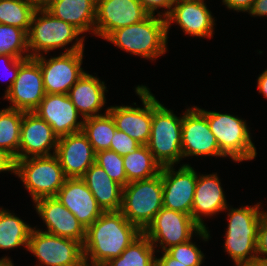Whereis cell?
Instances as JSON below:
<instances>
[{
  "mask_svg": "<svg viewBox=\"0 0 267 266\" xmlns=\"http://www.w3.org/2000/svg\"><path fill=\"white\" fill-rule=\"evenodd\" d=\"M141 233L121 211L103 212L86 229L84 262L104 266L111 259L119 257Z\"/></svg>",
  "mask_w": 267,
  "mask_h": 266,
  "instance_id": "cell-1",
  "label": "cell"
},
{
  "mask_svg": "<svg viewBox=\"0 0 267 266\" xmlns=\"http://www.w3.org/2000/svg\"><path fill=\"white\" fill-rule=\"evenodd\" d=\"M260 202L254 206L228 207V226L223 247L235 266L257 262L258 227L263 211Z\"/></svg>",
  "mask_w": 267,
  "mask_h": 266,
  "instance_id": "cell-2",
  "label": "cell"
},
{
  "mask_svg": "<svg viewBox=\"0 0 267 266\" xmlns=\"http://www.w3.org/2000/svg\"><path fill=\"white\" fill-rule=\"evenodd\" d=\"M81 34L73 25L54 17L46 9L36 10L27 33V47L30 57L46 55L58 48H65L62 53L84 50L85 36H81ZM74 40L75 42H73ZM71 42H73L71 47L66 48L65 46Z\"/></svg>",
  "mask_w": 267,
  "mask_h": 266,
  "instance_id": "cell-3",
  "label": "cell"
},
{
  "mask_svg": "<svg viewBox=\"0 0 267 266\" xmlns=\"http://www.w3.org/2000/svg\"><path fill=\"white\" fill-rule=\"evenodd\" d=\"M105 40L135 56L156 60L167 52L166 17L150 14L139 23L113 31Z\"/></svg>",
  "mask_w": 267,
  "mask_h": 266,
  "instance_id": "cell-4",
  "label": "cell"
},
{
  "mask_svg": "<svg viewBox=\"0 0 267 266\" xmlns=\"http://www.w3.org/2000/svg\"><path fill=\"white\" fill-rule=\"evenodd\" d=\"M182 118L163 106L153 95V118L147 143L155 161L161 166H174L183 159L181 149Z\"/></svg>",
  "mask_w": 267,
  "mask_h": 266,
  "instance_id": "cell-5",
  "label": "cell"
},
{
  "mask_svg": "<svg viewBox=\"0 0 267 266\" xmlns=\"http://www.w3.org/2000/svg\"><path fill=\"white\" fill-rule=\"evenodd\" d=\"M200 110L206 115L209 128L214 134L221 153L235 162L253 160L257 150L252 142L246 120L215 111Z\"/></svg>",
  "mask_w": 267,
  "mask_h": 266,
  "instance_id": "cell-6",
  "label": "cell"
},
{
  "mask_svg": "<svg viewBox=\"0 0 267 266\" xmlns=\"http://www.w3.org/2000/svg\"><path fill=\"white\" fill-rule=\"evenodd\" d=\"M161 172L149 179L133 181L123 187L121 212L141 232L163 207Z\"/></svg>",
  "mask_w": 267,
  "mask_h": 266,
  "instance_id": "cell-7",
  "label": "cell"
},
{
  "mask_svg": "<svg viewBox=\"0 0 267 266\" xmlns=\"http://www.w3.org/2000/svg\"><path fill=\"white\" fill-rule=\"evenodd\" d=\"M143 233L155 248L161 246V251L157 252L188 242L193 239L194 234L204 241L211 238L209 230L202 229L191 215L164 207L158 211Z\"/></svg>",
  "mask_w": 267,
  "mask_h": 266,
  "instance_id": "cell-8",
  "label": "cell"
},
{
  "mask_svg": "<svg viewBox=\"0 0 267 266\" xmlns=\"http://www.w3.org/2000/svg\"><path fill=\"white\" fill-rule=\"evenodd\" d=\"M14 175L23 182L33 202L55 197L67 179L55 154L16 160Z\"/></svg>",
  "mask_w": 267,
  "mask_h": 266,
  "instance_id": "cell-9",
  "label": "cell"
},
{
  "mask_svg": "<svg viewBox=\"0 0 267 266\" xmlns=\"http://www.w3.org/2000/svg\"><path fill=\"white\" fill-rule=\"evenodd\" d=\"M27 251L37 258L39 264L35 266H80L84 262L80 242L35 227L31 230Z\"/></svg>",
  "mask_w": 267,
  "mask_h": 266,
  "instance_id": "cell-10",
  "label": "cell"
},
{
  "mask_svg": "<svg viewBox=\"0 0 267 266\" xmlns=\"http://www.w3.org/2000/svg\"><path fill=\"white\" fill-rule=\"evenodd\" d=\"M83 52L84 50L61 53L49 59L45 58V54L34 58L40 65L46 94H67L69 92L85 72L81 67Z\"/></svg>",
  "mask_w": 267,
  "mask_h": 266,
  "instance_id": "cell-11",
  "label": "cell"
},
{
  "mask_svg": "<svg viewBox=\"0 0 267 266\" xmlns=\"http://www.w3.org/2000/svg\"><path fill=\"white\" fill-rule=\"evenodd\" d=\"M135 92L143 107L110 106L108 113L112 116L117 130L125 132L141 145H147L153 118V94L145 85L135 87Z\"/></svg>",
  "mask_w": 267,
  "mask_h": 266,
  "instance_id": "cell-12",
  "label": "cell"
},
{
  "mask_svg": "<svg viewBox=\"0 0 267 266\" xmlns=\"http://www.w3.org/2000/svg\"><path fill=\"white\" fill-rule=\"evenodd\" d=\"M181 149L183 158L193 156L225 157L211 132L206 115L198 106L183 113Z\"/></svg>",
  "mask_w": 267,
  "mask_h": 266,
  "instance_id": "cell-13",
  "label": "cell"
},
{
  "mask_svg": "<svg viewBox=\"0 0 267 266\" xmlns=\"http://www.w3.org/2000/svg\"><path fill=\"white\" fill-rule=\"evenodd\" d=\"M46 95L39 63L34 58L19 59V71L11 89L4 95L9 108L33 112Z\"/></svg>",
  "mask_w": 267,
  "mask_h": 266,
  "instance_id": "cell-14",
  "label": "cell"
},
{
  "mask_svg": "<svg viewBox=\"0 0 267 266\" xmlns=\"http://www.w3.org/2000/svg\"><path fill=\"white\" fill-rule=\"evenodd\" d=\"M149 15L139 0H96L94 35L106 39L113 31L139 23Z\"/></svg>",
  "mask_w": 267,
  "mask_h": 266,
  "instance_id": "cell-15",
  "label": "cell"
},
{
  "mask_svg": "<svg viewBox=\"0 0 267 266\" xmlns=\"http://www.w3.org/2000/svg\"><path fill=\"white\" fill-rule=\"evenodd\" d=\"M163 185V207L191 215L197 172L189 164L161 167Z\"/></svg>",
  "mask_w": 267,
  "mask_h": 266,
  "instance_id": "cell-16",
  "label": "cell"
},
{
  "mask_svg": "<svg viewBox=\"0 0 267 266\" xmlns=\"http://www.w3.org/2000/svg\"><path fill=\"white\" fill-rule=\"evenodd\" d=\"M204 1L180 0L176 1L166 16L167 37L171 24L174 22L182 28L185 35L199 38H212L215 17L207 8Z\"/></svg>",
  "mask_w": 267,
  "mask_h": 266,
  "instance_id": "cell-17",
  "label": "cell"
},
{
  "mask_svg": "<svg viewBox=\"0 0 267 266\" xmlns=\"http://www.w3.org/2000/svg\"><path fill=\"white\" fill-rule=\"evenodd\" d=\"M34 203L37 214L47 226V230L43 232L84 244L86 229L56 197H43Z\"/></svg>",
  "mask_w": 267,
  "mask_h": 266,
  "instance_id": "cell-18",
  "label": "cell"
},
{
  "mask_svg": "<svg viewBox=\"0 0 267 266\" xmlns=\"http://www.w3.org/2000/svg\"><path fill=\"white\" fill-rule=\"evenodd\" d=\"M58 139L52 127L35 112H24L21 124L18 160L55 154ZM51 149L53 150L52 154L50 152Z\"/></svg>",
  "mask_w": 267,
  "mask_h": 266,
  "instance_id": "cell-19",
  "label": "cell"
},
{
  "mask_svg": "<svg viewBox=\"0 0 267 266\" xmlns=\"http://www.w3.org/2000/svg\"><path fill=\"white\" fill-rule=\"evenodd\" d=\"M33 112L52 127L58 138L82 131L84 119L67 94H46Z\"/></svg>",
  "mask_w": 267,
  "mask_h": 266,
  "instance_id": "cell-20",
  "label": "cell"
},
{
  "mask_svg": "<svg viewBox=\"0 0 267 266\" xmlns=\"http://www.w3.org/2000/svg\"><path fill=\"white\" fill-rule=\"evenodd\" d=\"M87 229L103 213L92 192L81 178H67L55 196Z\"/></svg>",
  "mask_w": 267,
  "mask_h": 266,
  "instance_id": "cell-21",
  "label": "cell"
},
{
  "mask_svg": "<svg viewBox=\"0 0 267 266\" xmlns=\"http://www.w3.org/2000/svg\"><path fill=\"white\" fill-rule=\"evenodd\" d=\"M221 186L217 173L197 176L191 216L202 229H208L202 216L212 217L229 207Z\"/></svg>",
  "mask_w": 267,
  "mask_h": 266,
  "instance_id": "cell-22",
  "label": "cell"
},
{
  "mask_svg": "<svg viewBox=\"0 0 267 266\" xmlns=\"http://www.w3.org/2000/svg\"><path fill=\"white\" fill-rule=\"evenodd\" d=\"M105 82L87 72L78 79L67 93L83 119L102 115L100 111L106 103Z\"/></svg>",
  "mask_w": 267,
  "mask_h": 266,
  "instance_id": "cell-23",
  "label": "cell"
},
{
  "mask_svg": "<svg viewBox=\"0 0 267 266\" xmlns=\"http://www.w3.org/2000/svg\"><path fill=\"white\" fill-rule=\"evenodd\" d=\"M81 179L88 186L103 212L121 210L123 186L112 180L101 166L93 163Z\"/></svg>",
  "mask_w": 267,
  "mask_h": 266,
  "instance_id": "cell-24",
  "label": "cell"
},
{
  "mask_svg": "<svg viewBox=\"0 0 267 266\" xmlns=\"http://www.w3.org/2000/svg\"><path fill=\"white\" fill-rule=\"evenodd\" d=\"M46 10L82 34L90 31L94 34L96 0H55Z\"/></svg>",
  "mask_w": 267,
  "mask_h": 266,
  "instance_id": "cell-25",
  "label": "cell"
},
{
  "mask_svg": "<svg viewBox=\"0 0 267 266\" xmlns=\"http://www.w3.org/2000/svg\"><path fill=\"white\" fill-rule=\"evenodd\" d=\"M67 178H81L96 155H77V133L59 137L55 152Z\"/></svg>",
  "mask_w": 267,
  "mask_h": 266,
  "instance_id": "cell-26",
  "label": "cell"
},
{
  "mask_svg": "<svg viewBox=\"0 0 267 266\" xmlns=\"http://www.w3.org/2000/svg\"><path fill=\"white\" fill-rule=\"evenodd\" d=\"M33 228L22 219L0 207V249L18 247L28 249L29 237Z\"/></svg>",
  "mask_w": 267,
  "mask_h": 266,
  "instance_id": "cell-27",
  "label": "cell"
},
{
  "mask_svg": "<svg viewBox=\"0 0 267 266\" xmlns=\"http://www.w3.org/2000/svg\"><path fill=\"white\" fill-rule=\"evenodd\" d=\"M127 184L152 178L160 173L161 166L155 161L147 145H141L133 153L123 156Z\"/></svg>",
  "mask_w": 267,
  "mask_h": 266,
  "instance_id": "cell-28",
  "label": "cell"
},
{
  "mask_svg": "<svg viewBox=\"0 0 267 266\" xmlns=\"http://www.w3.org/2000/svg\"><path fill=\"white\" fill-rule=\"evenodd\" d=\"M156 248L142 232L120 255L104 266H156Z\"/></svg>",
  "mask_w": 267,
  "mask_h": 266,
  "instance_id": "cell-29",
  "label": "cell"
},
{
  "mask_svg": "<svg viewBox=\"0 0 267 266\" xmlns=\"http://www.w3.org/2000/svg\"><path fill=\"white\" fill-rule=\"evenodd\" d=\"M116 126L112 116L105 113L99 116L85 118L82 132L87 136L95 152L110 149L112 137L116 131Z\"/></svg>",
  "mask_w": 267,
  "mask_h": 266,
  "instance_id": "cell-30",
  "label": "cell"
},
{
  "mask_svg": "<svg viewBox=\"0 0 267 266\" xmlns=\"http://www.w3.org/2000/svg\"><path fill=\"white\" fill-rule=\"evenodd\" d=\"M25 111L13 108L0 110V149L18 160L20 132Z\"/></svg>",
  "mask_w": 267,
  "mask_h": 266,
  "instance_id": "cell-31",
  "label": "cell"
},
{
  "mask_svg": "<svg viewBox=\"0 0 267 266\" xmlns=\"http://www.w3.org/2000/svg\"><path fill=\"white\" fill-rule=\"evenodd\" d=\"M35 11L28 0H0V24L15 26L28 33Z\"/></svg>",
  "mask_w": 267,
  "mask_h": 266,
  "instance_id": "cell-32",
  "label": "cell"
},
{
  "mask_svg": "<svg viewBox=\"0 0 267 266\" xmlns=\"http://www.w3.org/2000/svg\"><path fill=\"white\" fill-rule=\"evenodd\" d=\"M28 59L27 33L18 27L0 24V55Z\"/></svg>",
  "mask_w": 267,
  "mask_h": 266,
  "instance_id": "cell-33",
  "label": "cell"
},
{
  "mask_svg": "<svg viewBox=\"0 0 267 266\" xmlns=\"http://www.w3.org/2000/svg\"><path fill=\"white\" fill-rule=\"evenodd\" d=\"M95 163L101 166L109 177L125 187L127 177L123 164V157L110 149L96 152Z\"/></svg>",
  "mask_w": 267,
  "mask_h": 266,
  "instance_id": "cell-34",
  "label": "cell"
},
{
  "mask_svg": "<svg viewBox=\"0 0 267 266\" xmlns=\"http://www.w3.org/2000/svg\"><path fill=\"white\" fill-rule=\"evenodd\" d=\"M165 251L186 266H201L205 257L201 249L191 239L188 242L171 246Z\"/></svg>",
  "mask_w": 267,
  "mask_h": 266,
  "instance_id": "cell-35",
  "label": "cell"
},
{
  "mask_svg": "<svg viewBox=\"0 0 267 266\" xmlns=\"http://www.w3.org/2000/svg\"><path fill=\"white\" fill-rule=\"evenodd\" d=\"M141 144L127 135L125 132L116 130L110 144V150L120 156L133 153Z\"/></svg>",
  "mask_w": 267,
  "mask_h": 266,
  "instance_id": "cell-36",
  "label": "cell"
},
{
  "mask_svg": "<svg viewBox=\"0 0 267 266\" xmlns=\"http://www.w3.org/2000/svg\"><path fill=\"white\" fill-rule=\"evenodd\" d=\"M257 262L267 264V211L265 210L258 227Z\"/></svg>",
  "mask_w": 267,
  "mask_h": 266,
  "instance_id": "cell-37",
  "label": "cell"
},
{
  "mask_svg": "<svg viewBox=\"0 0 267 266\" xmlns=\"http://www.w3.org/2000/svg\"><path fill=\"white\" fill-rule=\"evenodd\" d=\"M177 0H139V2L142 4V6L150 13V14H154L155 15V12H157L156 15H161L163 17H166L174 3L176 2ZM159 8H162V9H166L164 10V13L161 12L160 14V11L158 12L157 9L159 10Z\"/></svg>",
  "mask_w": 267,
  "mask_h": 266,
  "instance_id": "cell-38",
  "label": "cell"
},
{
  "mask_svg": "<svg viewBox=\"0 0 267 266\" xmlns=\"http://www.w3.org/2000/svg\"><path fill=\"white\" fill-rule=\"evenodd\" d=\"M0 60L5 62L6 65H8V66H6L7 68L11 69V70L7 69V71L10 70L12 72V74H11L12 76L11 77L8 75L10 77V79H9L10 83H9V85H7L6 91L4 93V94H6L11 89L13 83L15 82V79L17 78V74H18V71H19V58H15V57L10 56V55L2 54V55H0Z\"/></svg>",
  "mask_w": 267,
  "mask_h": 266,
  "instance_id": "cell-39",
  "label": "cell"
},
{
  "mask_svg": "<svg viewBox=\"0 0 267 266\" xmlns=\"http://www.w3.org/2000/svg\"><path fill=\"white\" fill-rule=\"evenodd\" d=\"M77 155H96L87 136L82 132H77Z\"/></svg>",
  "mask_w": 267,
  "mask_h": 266,
  "instance_id": "cell-40",
  "label": "cell"
},
{
  "mask_svg": "<svg viewBox=\"0 0 267 266\" xmlns=\"http://www.w3.org/2000/svg\"><path fill=\"white\" fill-rule=\"evenodd\" d=\"M222 2L229 10L248 12L254 0H222Z\"/></svg>",
  "mask_w": 267,
  "mask_h": 266,
  "instance_id": "cell-41",
  "label": "cell"
},
{
  "mask_svg": "<svg viewBox=\"0 0 267 266\" xmlns=\"http://www.w3.org/2000/svg\"><path fill=\"white\" fill-rule=\"evenodd\" d=\"M11 171L15 174V159L6 151L0 149V172Z\"/></svg>",
  "mask_w": 267,
  "mask_h": 266,
  "instance_id": "cell-42",
  "label": "cell"
},
{
  "mask_svg": "<svg viewBox=\"0 0 267 266\" xmlns=\"http://www.w3.org/2000/svg\"><path fill=\"white\" fill-rule=\"evenodd\" d=\"M252 17H267V0H254L251 9L248 11Z\"/></svg>",
  "mask_w": 267,
  "mask_h": 266,
  "instance_id": "cell-43",
  "label": "cell"
},
{
  "mask_svg": "<svg viewBox=\"0 0 267 266\" xmlns=\"http://www.w3.org/2000/svg\"><path fill=\"white\" fill-rule=\"evenodd\" d=\"M162 255L160 258L156 257V266H186L181 262L172 258L166 251L161 252Z\"/></svg>",
  "mask_w": 267,
  "mask_h": 266,
  "instance_id": "cell-44",
  "label": "cell"
},
{
  "mask_svg": "<svg viewBox=\"0 0 267 266\" xmlns=\"http://www.w3.org/2000/svg\"><path fill=\"white\" fill-rule=\"evenodd\" d=\"M257 88L259 93L267 98V69L258 76Z\"/></svg>",
  "mask_w": 267,
  "mask_h": 266,
  "instance_id": "cell-45",
  "label": "cell"
},
{
  "mask_svg": "<svg viewBox=\"0 0 267 266\" xmlns=\"http://www.w3.org/2000/svg\"><path fill=\"white\" fill-rule=\"evenodd\" d=\"M36 10L47 9L55 0H28Z\"/></svg>",
  "mask_w": 267,
  "mask_h": 266,
  "instance_id": "cell-46",
  "label": "cell"
},
{
  "mask_svg": "<svg viewBox=\"0 0 267 266\" xmlns=\"http://www.w3.org/2000/svg\"><path fill=\"white\" fill-rule=\"evenodd\" d=\"M0 266H14V263L12 262V259L5 256L0 259Z\"/></svg>",
  "mask_w": 267,
  "mask_h": 266,
  "instance_id": "cell-47",
  "label": "cell"
},
{
  "mask_svg": "<svg viewBox=\"0 0 267 266\" xmlns=\"http://www.w3.org/2000/svg\"><path fill=\"white\" fill-rule=\"evenodd\" d=\"M246 266H267V264L256 262L255 264L246 265Z\"/></svg>",
  "mask_w": 267,
  "mask_h": 266,
  "instance_id": "cell-48",
  "label": "cell"
},
{
  "mask_svg": "<svg viewBox=\"0 0 267 266\" xmlns=\"http://www.w3.org/2000/svg\"><path fill=\"white\" fill-rule=\"evenodd\" d=\"M80 266H98V265H93L87 262H83Z\"/></svg>",
  "mask_w": 267,
  "mask_h": 266,
  "instance_id": "cell-49",
  "label": "cell"
}]
</instances>
